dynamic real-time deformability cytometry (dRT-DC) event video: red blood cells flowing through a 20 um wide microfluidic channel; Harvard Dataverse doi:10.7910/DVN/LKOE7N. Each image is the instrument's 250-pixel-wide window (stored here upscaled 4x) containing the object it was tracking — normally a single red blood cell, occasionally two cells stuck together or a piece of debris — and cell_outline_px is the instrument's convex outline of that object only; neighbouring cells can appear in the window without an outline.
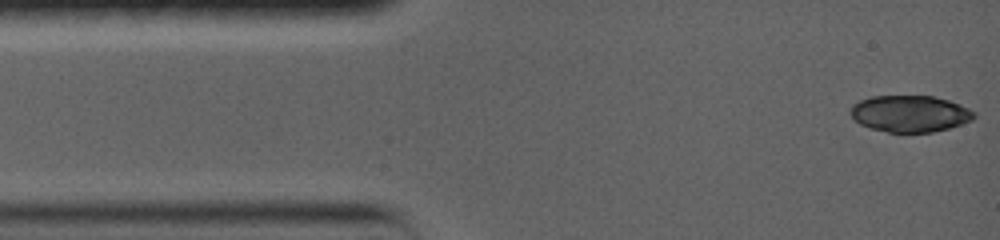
{"species": "common noctule bat (a hibernating species)", "species_latin": "Nyctalus noctula", "temperature_condition": "warm", "stored_images_in_passage": 10, "camera_frame_rate_fps": 5000, "um_per_image_px": 0.085, "animal": {"sex": "female", "body_mass_g": 19.0, "forearm_length_mm": 56.7}, "frame": {"image": 1, "passage_image": 1, "time_ms": 0.0, "image_size_px": [1000, 240], "cell_outline_px": [[976, 116], [972, 120], [948, 128], [932, 132], [888, 132], [872, 128], [860, 124], [848, 112], [852, 104], [860, 100], [872, 96], [932, 96], [948, 100], [960, 104], [976, 112]], "centroid_in_image_um": [77.34, 9.65], "position_along_channel_um": 7.7, "area_um2": 26.3}}
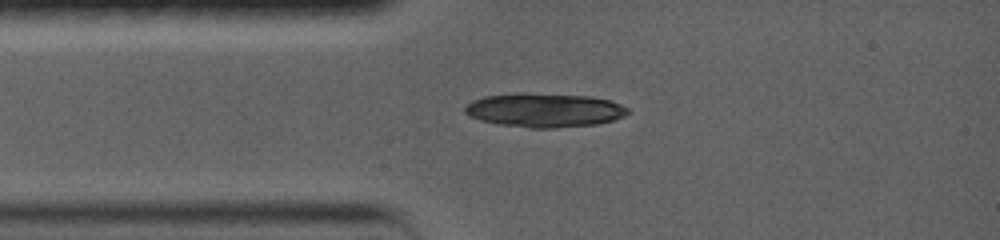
{"frame": {"image": 2, "passage_image": 10, "time_ms": 2.6, "image_size_px": [1000, 240], "cell_outline_px": [[628, 112], [624, 116], [612, 120], [596, 124], [552, 128], [528, 128], [496, 124], [480, 120], [468, 116], [464, 112], [464, 108], [472, 100], [484, 96], [516, 92], [524, 92], [588, 96], [608, 100], [620, 104], [628, 108]], "centroid_in_image_um": [46.21, 9.35], "position_along_channel_um": 38.8, "area_um2": 32.48}}